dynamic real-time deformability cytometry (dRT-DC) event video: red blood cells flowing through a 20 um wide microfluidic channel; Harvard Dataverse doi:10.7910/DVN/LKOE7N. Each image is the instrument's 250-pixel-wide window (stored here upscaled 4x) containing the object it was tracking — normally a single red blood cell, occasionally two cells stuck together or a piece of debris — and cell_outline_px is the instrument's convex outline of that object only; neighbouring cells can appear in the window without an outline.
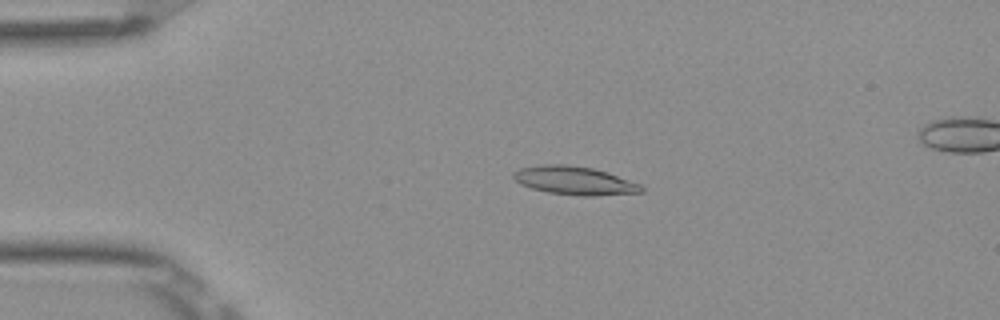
{"species": "Egyptian fruit bat (a non-hibernating species)", "species_latin": "Rousettus aegyptiacus", "temperature_condition": "room temperature", "stored_images_in_passage": 54, "segment_of_instrument_passage": [1, 2], "camera_frame_rate_fps": 3000, "um_per_image_px": 0.085, "frame": {"image": 1, "passage_image": 12, "time_ms": 3.667, "image_size_px": [1000, 320], "cell_outline_px": [[644, 192], [596, 196], [580, 196], [548, 192], [532, 188], [520, 184], [512, 176], [512, 172], [520, 168], [544, 164], [564, 164], [592, 168], [608, 172], [640, 184], [644, 188]], "centroid_in_image_um": [48.84, 15.35], "position_along_channel_um": 36.2, "area_um2": 21.21}}
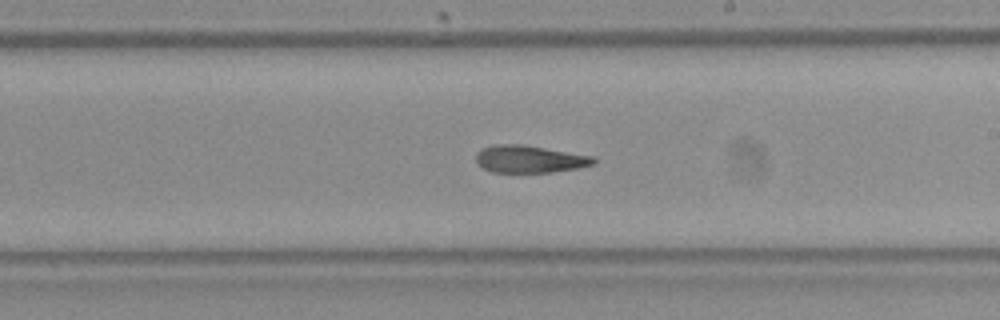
{"frame": {"image": 2, "passage_image": 31, "time_ms": 10.0, "image_size_px": [1000, 320], "cell_outline_px": [[596, 164], [576, 168], [552, 172], [492, 172], [476, 164], [476, 152], [480, 148], [492, 144], [524, 144], [596, 156]], "centroid_in_image_um": [45.01, 13.5], "position_along_channel_um": 244.0, "area_um2": 19.13}}
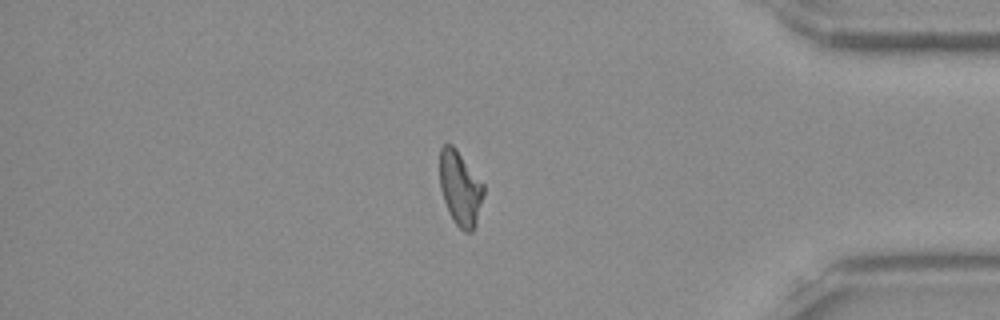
{"frame": {"image": 3, "passage_image": 45, "time_ms": 14.667, "image_size_px": [1000, 320], "cell_outline_px": [[484, 192], [476, 224], [472, 232], [464, 232], [456, 224], [448, 212], [440, 188], [440, 148], [444, 144], [452, 144], [456, 148], [484, 184]], "centroid_in_image_um": [39.11, 16.0], "position_along_channel_um": 396.1, "area_um2": 19.02}}